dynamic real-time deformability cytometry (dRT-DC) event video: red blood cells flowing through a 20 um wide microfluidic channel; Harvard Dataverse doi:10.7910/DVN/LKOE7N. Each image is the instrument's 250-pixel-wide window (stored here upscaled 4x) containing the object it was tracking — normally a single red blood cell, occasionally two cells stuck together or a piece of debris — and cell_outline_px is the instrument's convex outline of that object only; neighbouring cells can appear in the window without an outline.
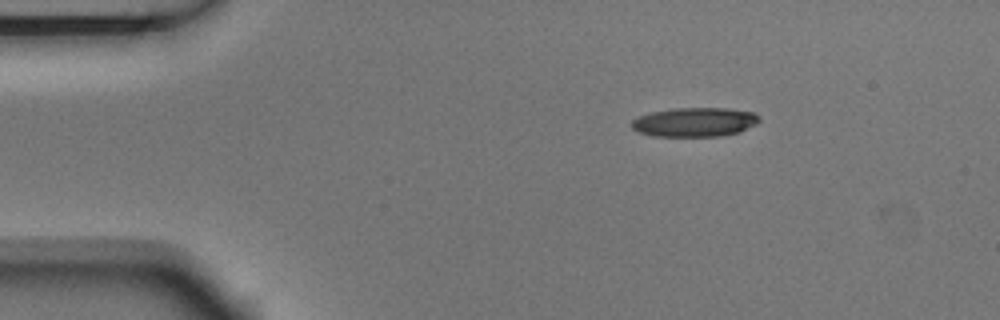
{"species": "Egyptian fruit bat (a non-hibernating species)", "species_latin": "Rousettus aegyptiacus", "temperature_condition": "room temperature", "stored_images_in_passage": 6, "segment_of_instrument_passage": [2, 2], "camera_frame_rate_fps": 3000, "um_per_image_px": 0.085, "animal": {"sex": "male"}, "frame": {"image": 1, "passage_image": 6, "time_ms": 1.667, "image_size_px": [1000, 320], "cell_outline_px": [[760, 120], [756, 124], [740, 132], [720, 136], [652, 136], [640, 132], [632, 128], [632, 120], [640, 116], [652, 112], [672, 108], [728, 108], [752, 112], [760, 116]], "centroid_in_image_um": [59.08, 10.37], "position_along_channel_um": 25.9, "area_um2": 21.68}}